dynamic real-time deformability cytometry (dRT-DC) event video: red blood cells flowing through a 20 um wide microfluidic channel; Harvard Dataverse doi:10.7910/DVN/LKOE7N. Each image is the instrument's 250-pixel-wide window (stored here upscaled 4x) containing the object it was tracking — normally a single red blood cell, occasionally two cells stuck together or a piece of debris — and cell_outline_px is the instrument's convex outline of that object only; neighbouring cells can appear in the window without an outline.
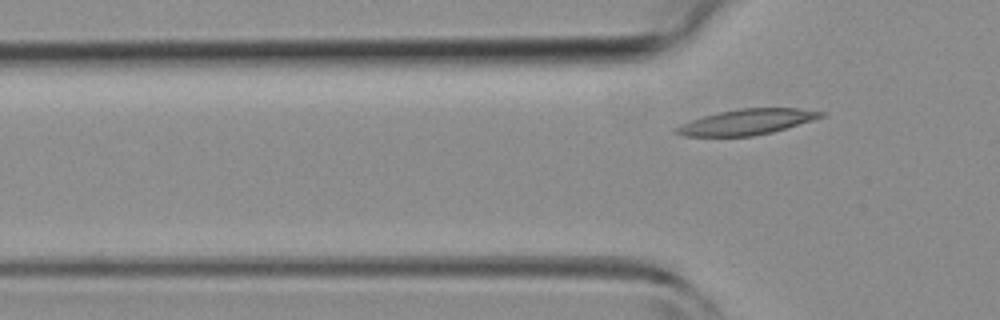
{"species": "common noctule bat (a hibernating species)", "species_latin": "Nyctalus noctula", "temperature_condition": "room temperature", "stored_images_in_passage": 4, "camera_frame_rate_fps": 3000, "um_per_image_px": 0.085, "animal": {"sex": "female", "body_mass_g": 19.3, "forearm_length_mm": 54.1}, "frame": {"image": 1, "passage_image": 4, "time_ms": 3.333, "image_size_px": [1000, 320], "cell_outline_px": [[824, 116], [812, 120], [772, 132], [752, 136], [684, 136], [676, 132], [676, 128], [680, 124], [704, 116], [720, 112], [740, 108], [796, 108], [824, 112]], "centroid_in_image_um": [63.48, 10.36], "position_along_channel_um": 62.3, "area_um2": 21.1}}